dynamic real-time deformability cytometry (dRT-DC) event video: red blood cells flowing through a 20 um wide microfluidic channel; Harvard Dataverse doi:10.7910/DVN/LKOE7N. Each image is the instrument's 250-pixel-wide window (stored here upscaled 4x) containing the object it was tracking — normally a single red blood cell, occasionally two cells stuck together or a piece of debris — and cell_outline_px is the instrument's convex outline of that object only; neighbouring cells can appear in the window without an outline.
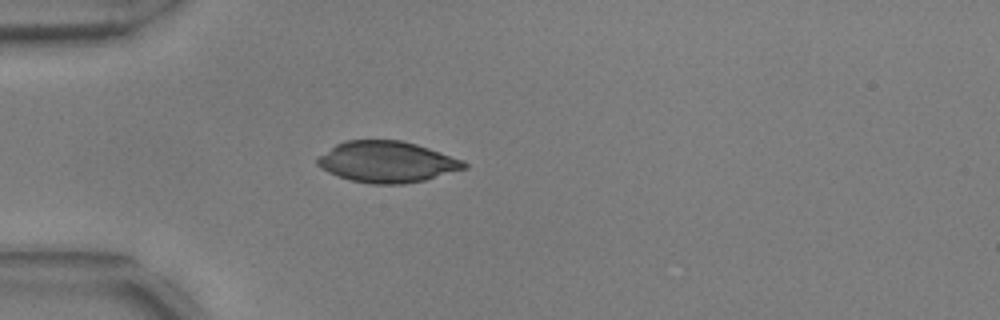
{"species": "common noctule bat (a hibernating species)", "species_latin": "Nyctalus noctula", "temperature_condition": "warm", "stored_images_in_passage": 32, "camera_frame_rate_fps": 3000, "um_per_image_px": 0.085, "animal": {"sex": "male", "body_mass_g": 17.9, "forearm_length_mm": 54.2}, "frame": {"image": 1, "passage_image": 1, "time_ms": 0.0, "image_size_px": [1000, 320], "cell_outline_px": [[468, 168], [424, 180], [404, 184], [372, 184], [352, 180], [328, 172], [320, 168], [316, 164], [316, 160], [320, 156], [336, 144], [344, 140], [404, 140], [464, 160], [468, 164]], "centroid_in_image_um": [32.92, 13.76], "position_along_channel_um": 52.1, "area_um2": 35.08}}
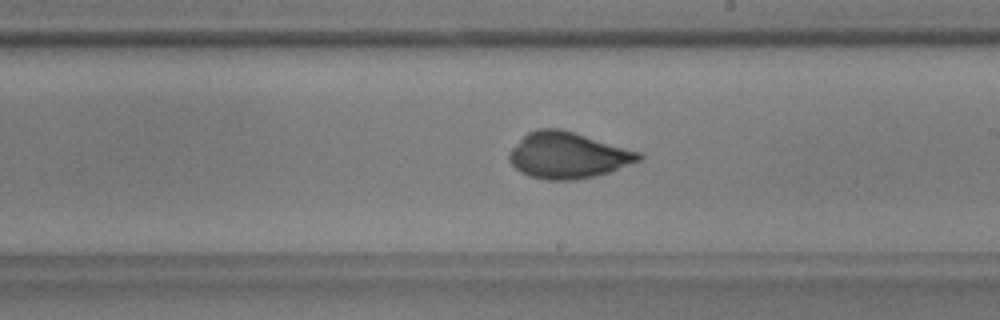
{"frame": {"image": 2, "passage_image": 17, "time_ms": 5.333, "image_size_px": [1000, 320], "cell_outline_px": [[644, 156], [640, 160], [608, 172], [596, 176], [576, 180], [544, 180], [528, 176], [520, 172], [508, 160], [508, 152], [528, 132], [536, 128], [564, 128], [640, 152]], "centroid_in_image_um": [48.25, 13.19], "position_along_channel_um": 240.8, "area_um2": 35.14}}
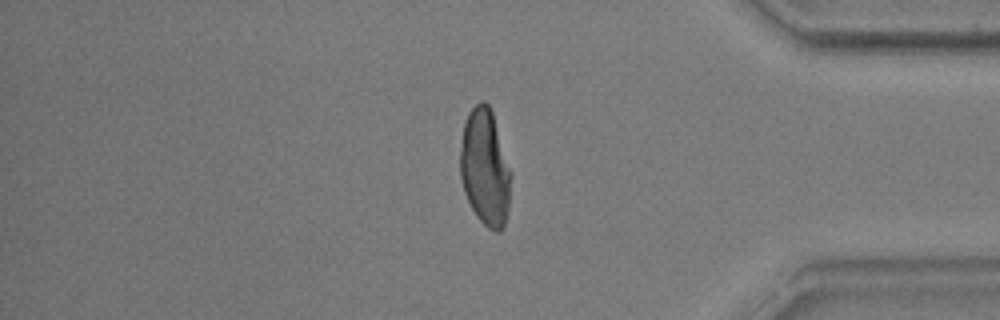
{"frame": {"image": 3, "passage_image": 31, "time_ms": 10.0, "image_size_px": [1000, 320], "cell_outline_px": [[512, 176], [508, 212], [504, 224], [500, 232], [496, 232], [488, 228], [476, 216], [464, 192], [460, 176], [460, 148], [464, 124], [468, 112], [480, 100], [484, 100], [492, 108], [512, 172]], "centroid_in_image_um": [41.25, 14.22], "position_along_channel_um": 393.9, "area_um2": 35.08}}